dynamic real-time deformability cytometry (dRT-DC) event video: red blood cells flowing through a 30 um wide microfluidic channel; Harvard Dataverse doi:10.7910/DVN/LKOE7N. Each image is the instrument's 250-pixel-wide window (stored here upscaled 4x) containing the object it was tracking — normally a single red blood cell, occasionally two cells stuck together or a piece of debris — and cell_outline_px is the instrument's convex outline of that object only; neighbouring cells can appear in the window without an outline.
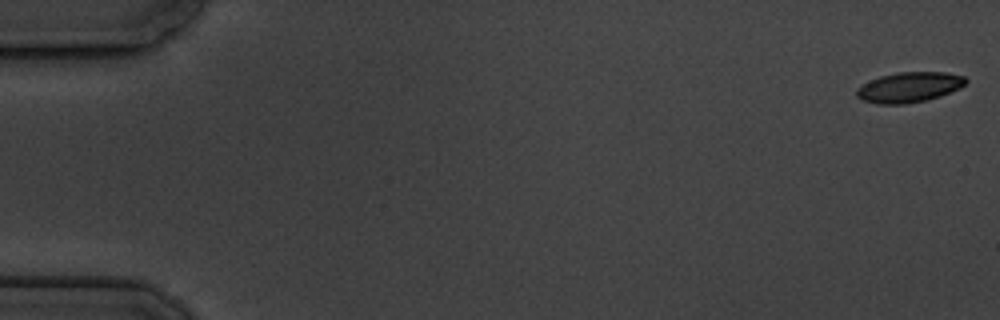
{"species": "common noctule bat (a hibernating species)", "species_latin": "Nyctalus noctula", "temperature_condition": "cold", "stored_images_in_passage": 6, "camera_frame_rate_fps": 3000, "um_per_image_px": 0.085, "animal": {"sex": "male", "body_mass_g": 19.5, "forearm_length_mm": 54.6}, "frame": {"image": 1, "passage_image": 1, "time_ms": 0.0, "image_size_px": [1000, 320], "cell_outline_px": [[968, 80], [960, 88], [940, 96], [928, 100], [904, 104], [876, 104], [864, 100], [856, 96], [856, 88], [880, 76], [896, 72], [948, 72], [964, 76]], "centroid_in_image_um": [77.3, 7.41], "position_along_channel_um": 7.7, "area_um2": 19.25}}
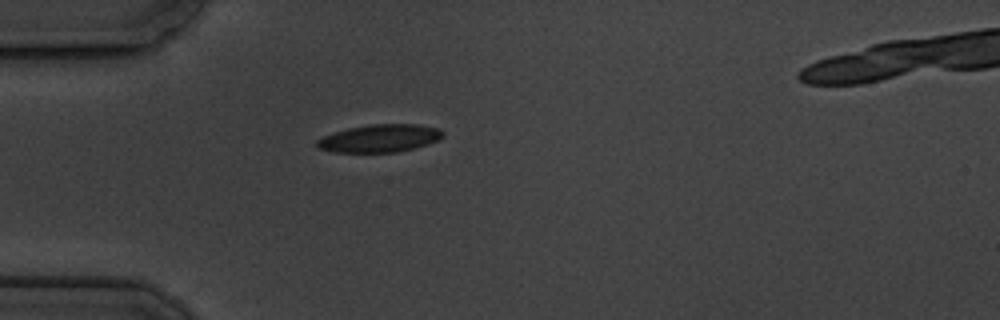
{"frame": {"image": 2, "passage_image": 5, "time_ms": 5.333, "image_size_px": [1000, 320], "cell_outline_px": [[444, 136], [428, 144], [416, 148], [396, 152], [332, 152], [320, 148], [316, 144], [316, 140], [332, 132], [348, 128], [372, 124], [416, 124], [440, 128], [444, 132]], "centroid_in_image_um": [32.29, 11.75], "position_along_channel_um": 52.7, "area_um2": 20.4}}